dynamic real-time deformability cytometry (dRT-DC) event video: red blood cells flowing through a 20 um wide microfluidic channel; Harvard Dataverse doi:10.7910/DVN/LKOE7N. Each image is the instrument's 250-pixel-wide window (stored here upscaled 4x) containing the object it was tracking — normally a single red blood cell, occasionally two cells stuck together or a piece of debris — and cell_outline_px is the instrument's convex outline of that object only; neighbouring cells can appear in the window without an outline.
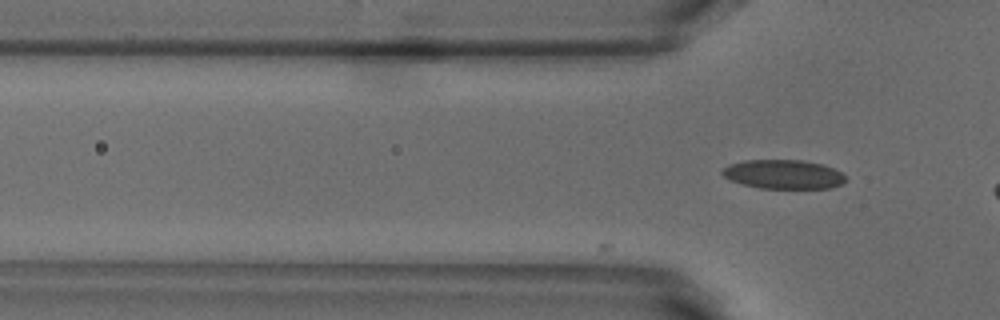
{"species": "common noctule bat (a hibernating species)", "species_latin": "Nyctalus noctula", "temperature_condition": "warm", "stored_images_in_passage": 4, "camera_frame_rate_fps": 3000, "um_per_image_px": 0.085, "animal": {"sex": "male", "body_mass_g": 18.8}, "frame": {"image": 1, "passage_image": 4, "time_ms": 1.0, "image_size_px": [1000, 320], "cell_outline_px": [[848, 180], [844, 184], [832, 188], [760, 188], [740, 184], [724, 176], [720, 172], [728, 164], [744, 160], [800, 160], [824, 164], [840, 172]], "centroid_in_image_um": [66.61, 14.82], "position_along_channel_um": 59.2, "area_um2": 21.04}}